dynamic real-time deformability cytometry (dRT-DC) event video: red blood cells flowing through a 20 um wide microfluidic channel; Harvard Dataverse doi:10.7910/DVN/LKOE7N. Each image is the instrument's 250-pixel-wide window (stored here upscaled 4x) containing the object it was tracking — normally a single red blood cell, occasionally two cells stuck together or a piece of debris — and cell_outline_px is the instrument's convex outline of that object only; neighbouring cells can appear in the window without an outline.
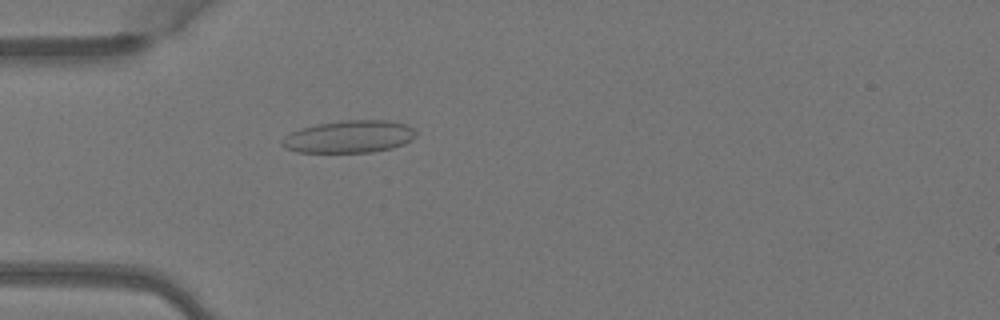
{"species": "Egyptian fruit bat (a non-hibernating species)", "species_latin": "Rousettus aegyptiacus", "temperature_condition": "warm", "stored_images_in_passage": 4, "camera_frame_rate_fps": 3000, "um_per_image_px": 0.085, "animal": {"sex": "female"}, "frame": {"image": 1, "passage_image": 4, "time_ms": 1.0, "image_size_px": [1000, 320], "cell_outline_px": [[416, 136], [412, 140], [404, 144], [392, 148], [372, 152], [296, 152], [284, 148], [280, 144], [280, 140], [284, 136], [300, 128], [316, 124], [344, 120], [388, 120], [404, 124], [412, 128], [416, 132]], "centroid_in_image_um": [29.65, 11.62], "position_along_channel_um": 55.3, "area_um2": 25.43}}